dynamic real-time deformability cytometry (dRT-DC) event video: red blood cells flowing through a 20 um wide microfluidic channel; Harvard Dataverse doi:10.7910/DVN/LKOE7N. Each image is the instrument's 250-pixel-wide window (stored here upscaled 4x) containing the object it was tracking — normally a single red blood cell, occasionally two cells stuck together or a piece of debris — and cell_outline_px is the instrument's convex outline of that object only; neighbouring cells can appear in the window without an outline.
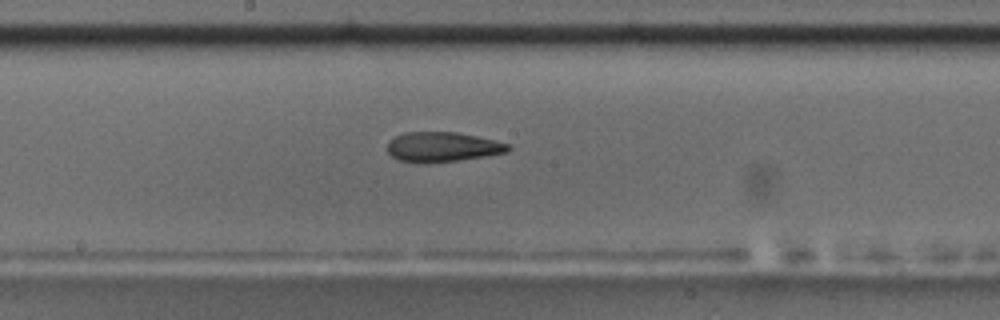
{"species": "common noctule bat (a hibernating species)", "species_latin": "Nyctalus noctula", "temperature_condition": "room temperature", "stored_images_in_passage": 45, "camera_frame_rate_fps": 3000, "um_per_image_px": 0.085, "animal": {"sex": "male", "body_mass_g": 17.5, "forearm_length_mm": 52.3}, "frame": {"image": 1, "passage_image": 20, "time_ms": 6.333, "image_size_px": [1000, 320], "cell_outline_px": [[512, 148], [508, 152], [484, 156], [428, 164], [416, 164], [400, 160], [392, 156], [388, 152], [388, 140], [404, 132], [456, 132], [496, 140], [512, 144]], "centroid_in_image_um": [37.62, 12.5], "position_along_channel_um": 210.6, "area_um2": 21.27}, "authors_computed_cell_mechanics": {"area_um2": 21.4438, "velocity_mm_per_s": 3.7363, "shape_relaxation_time_tau1_ms": null, "shape_relaxation_time_tau2_ms": 5.5729, "deformation_change_tau1": null, "deformation_change_tau2": 0.1807}}